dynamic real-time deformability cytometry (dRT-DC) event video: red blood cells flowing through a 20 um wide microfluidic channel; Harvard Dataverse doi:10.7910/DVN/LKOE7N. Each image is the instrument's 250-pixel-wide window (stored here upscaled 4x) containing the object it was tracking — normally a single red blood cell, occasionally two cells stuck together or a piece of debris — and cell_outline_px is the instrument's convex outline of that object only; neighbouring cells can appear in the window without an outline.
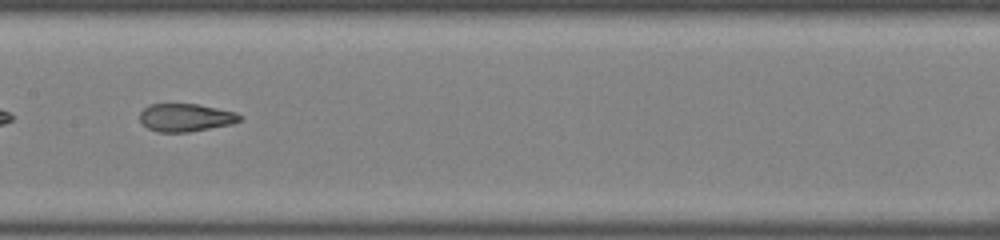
{"species": "common noctule bat (a hibernating species)", "species_latin": "Nyctalus noctula", "temperature_condition": "room temperature", "stored_images_in_passage": 14, "camera_frame_rate_fps": 3000, "um_per_image_px": 0.085, "animal": {"sex": "female", "body_mass_g": 22.0, "forearm_length_mm": 56.7}, "frame": {"image": 1, "passage_image": 12, "time_ms": 3.667, "image_size_px": [1000, 240], "cell_outline_px": [[240, 120], [232, 124], [188, 132], [156, 132], [148, 128], [140, 120], [140, 112], [144, 108], [152, 104], [196, 104], [236, 112], [240, 116]], "centroid_in_image_um": [15.76, 10.0], "position_along_channel_um": 191.6, "area_um2": 16.07}}